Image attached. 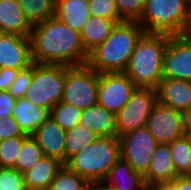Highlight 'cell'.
Listing matches in <instances>:
<instances>
[{"instance_id": "7402d4cb", "label": "cell", "mask_w": 191, "mask_h": 190, "mask_svg": "<svg viewBox=\"0 0 191 190\" xmlns=\"http://www.w3.org/2000/svg\"><path fill=\"white\" fill-rule=\"evenodd\" d=\"M55 17L80 33L90 17L88 0H56Z\"/></svg>"}, {"instance_id": "ab89813d", "label": "cell", "mask_w": 191, "mask_h": 190, "mask_svg": "<svg viewBox=\"0 0 191 190\" xmlns=\"http://www.w3.org/2000/svg\"><path fill=\"white\" fill-rule=\"evenodd\" d=\"M183 131H191V107L181 112Z\"/></svg>"}, {"instance_id": "d6986e66", "label": "cell", "mask_w": 191, "mask_h": 190, "mask_svg": "<svg viewBox=\"0 0 191 190\" xmlns=\"http://www.w3.org/2000/svg\"><path fill=\"white\" fill-rule=\"evenodd\" d=\"M31 30L18 0H0V33L29 37Z\"/></svg>"}, {"instance_id": "4fadbf2b", "label": "cell", "mask_w": 191, "mask_h": 190, "mask_svg": "<svg viewBox=\"0 0 191 190\" xmlns=\"http://www.w3.org/2000/svg\"><path fill=\"white\" fill-rule=\"evenodd\" d=\"M32 64L29 37L0 33V68L23 70Z\"/></svg>"}, {"instance_id": "52a82bcc", "label": "cell", "mask_w": 191, "mask_h": 190, "mask_svg": "<svg viewBox=\"0 0 191 190\" xmlns=\"http://www.w3.org/2000/svg\"><path fill=\"white\" fill-rule=\"evenodd\" d=\"M99 74L88 64L66 66L62 100L80 109L98 103Z\"/></svg>"}, {"instance_id": "7a4b0ae2", "label": "cell", "mask_w": 191, "mask_h": 190, "mask_svg": "<svg viewBox=\"0 0 191 190\" xmlns=\"http://www.w3.org/2000/svg\"><path fill=\"white\" fill-rule=\"evenodd\" d=\"M144 33L137 21H122L111 30L110 36L89 53L87 64L98 74L125 72L137 40Z\"/></svg>"}, {"instance_id": "cb8c5ba5", "label": "cell", "mask_w": 191, "mask_h": 190, "mask_svg": "<svg viewBox=\"0 0 191 190\" xmlns=\"http://www.w3.org/2000/svg\"><path fill=\"white\" fill-rule=\"evenodd\" d=\"M18 3L31 26L55 17L56 0H18Z\"/></svg>"}, {"instance_id": "4dcf8cb0", "label": "cell", "mask_w": 191, "mask_h": 190, "mask_svg": "<svg viewBox=\"0 0 191 190\" xmlns=\"http://www.w3.org/2000/svg\"><path fill=\"white\" fill-rule=\"evenodd\" d=\"M88 10L92 16L108 18L116 23L122 22L115 0H88Z\"/></svg>"}, {"instance_id": "d4e9b609", "label": "cell", "mask_w": 191, "mask_h": 190, "mask_svg": "<svg viewBox=\"0 0 191 190\" xmlns=\"http://www.w3.org/2000/svg\"><path fill=\"white\" fill-rule=\"evenodd\" d=\"M98 136L84 125L78 124L65 134V164L80 150L92 144Z\"/></svg>"}, {"instance_id": "9c48e42d", "label": "cell", "mask_w": 191, "mask_h": 190, "mask_svg": "<svg viewBox=\"0 0 191 190\" xmlns=\"http://www.w3.org/2000/svg\"><path fill=\"white\" fill-rule=\"evenodd\" d=\"M121 158L126 160L135 172L144 176L149 169L157 142L145 127L119 136Z\"/></svg>"}, {"instance_id": "603a6c76", "label": "cell", "mask_w": 191, "mask_h": 190, "mask_svg": "<svg viewBox=\"0 0 191 190\" xmlns=\"http://www.w3.org/2000/svg\"><path fill=\"white\" fill-rule=\"evenodd\" d=\"M117 23L114 20L90 15L80 31L82 45L89 54L98 45H101L111 33Z\"/></svg>"}, {"instance_id": "5b68a950", "label": "cell", "mask_w": 191, "mask_h": 190, "mask_svg": "<svg viewBox=\"0 0 191 190\" xmlns=\"http://www.w3.org/2000/svg\"><path fill=\"white\" fill-rule=\"evenodd\" d=\"M120 158L119 137H98L72 156L65 165L92 185L103 181Z\"/></svg>"}, {"instance_id": "2e32d148", "label": "cell", "mask_w": 191, "mask_h": 190, "mask_svg": "<svg viewBox=\"0 0 191 190\" xmlns=\"http://www.w3.org/2000/svg\"><path fill=\"white\" fill-rule=\"evenodd\" d=\"M177 176L169 144H157L149 169L143 176L145 185L154 182H171Z\"/></svg>"}, {"instance_id": "836d02e7", "label": "cell", "mask_w": 191, "mask_h": 190, "mask_svg": "<svg viewBox=\"0 0 191 190\" xmlns=\"http://www.w3.org/2000/svg\"><path fill=\"white\" fill-rule=\"evenodd\" d=\"M33 78V64L20 70L15 81L10 86L9 92L16 99L24 98L26 90Z\"/></svg>"}, {"instance_id": "74e56055", "label": "cell", "mask_w": 191, "mask_h": 190, "mask_svg": "<svg viewBox=\"0 0 191 190\" xmlns=\"http://www.w3.org/2000/svg\"><path fill=\"white\" fill-rule=\"evenodd\" d=\"M170 183L174 186V190H191L190 175H178Z\"/></svg>"}, {"instance_id": "f35d334b", "label": "cell", "mask_w": 191, "mask_h": 190, "mask_svg": "<svg viewBox=\"0 0 191 190\" xmlns=\"http://www.w3.org/2000/svg\"><path fill=\"white\" fill-rule=\"evenodd\" d=\"M145 190H174V186L170 182H154L146 185Z\"/></svg>"}, {"instance_id": "e0dca14e", "label": "cell", "mask_w": 191, "mask_h": 190, "mask_svg": "<svg viewBox=\"0 0 191 190\" xmlns=\"http://www.w3.org/2000/svg\"><path fill=\"white\" fill-rule=\"evenodd\" d=\"M79 124L92 130L98 137L117 136L115 114L99 103L82 110Z\"/></svg>"}, {"instance_id": "1f68e13d", "label": "cell", "mask_w": 191, "mask_h": 190, "mask_svg": "<svg viewBox=\"0 0 191 190\" xmlns=\"http://www.w3.org/2000/svg\"><path fill=\"white\" fill-rule=\"evenodd\" d=\"M122 21H138L144 10L145 0H115Z\"/></svg>"}, {"instance_id": "ba28073f", "label": "cell", "mask_w": 191, "mask_h": 190, "mask_svg": "<svg viewBox=\"0 0 191 190\" xmlns=\"http://www.w3.org/2000/svg\"><path fill=\"white\" fill-rule=\"evenodd\" d=\"M157 102L156 89L137 87L126 105L115 114L117 137L145 127Z\"/></svg>"}, {"instance_id": "ffe728a7", "label": "cell", "mask_w": 191, "mask_h": 190, "mask_svg": "<svg viewBox=\"0 0 191 190\" xmlns=\"http://www.w3.org/2000/svg\"><path fill=\"white\" fill-rule=\"evenodd\" d=\"M63 166L58 159L43 156L33 168L23 173L26 189L46 190Z\"/></svg>"}, {"instance_id": "60d3db41", "label": "cell", "mask_w": 191, "mask_h": 190, "mask_svg": "<svg viewBox=\"0 0 191 190\" xmlns=\"http://www.w3.org/2000/svg\"><path fill=\"white\" fill-rule=\"evenodd\" d=\"M94 190H118L116 188L106 185L103 181L97 182L91 185Z\"/></svg>"}, {"instance_id": "9a60e30c", "label": "cell", "mask_w": 191, "mask_h": 190, "mask_svg": "<svg viewBox=\"0 0 191 190\" xmlns=\"http://www.w3.org/2000/svg\"><path fill=\"white\" fill-rule=\"evenodd\" d=\"M158 101L183 112L191 107V81L162 78L156 88Z\"/></svg>"}, {"instance_id": "e575fe53", "label": "cell", "mask_w": 191, "mask_h": 190, "mask_svg": "<svg viewBox=\"0 0 191 190\" xmlns=\"http://www.w3.org/2000/svg\"><path fill=\"white\" fill-rule=\"evenodd\" d=\"M16 136H28L23 134L19 124L13 116L0 119V141Z\"/></svg>"}, {"instance_id": "ac0fdd59", "label": "cell", "mask_w": 191, "mask_h": 190, "mask_svg": "<svg viewBox=\"0 0 191 190\" xmlns=\"http://www.w3.org/2000/svg\"><path fill=\"white\" fill-rule=\"evenodd\" d=\"M23 134L33 135L36 129L50 117V110L36 106L26 98H19L12 111Z\"/></svg>"}, {"instance_id": "30bf717a", "label": "cell", "mask_w": 191, "mask_h": 190, "mask_svg": "<svg viewBox=\"0 0 191 190\" xmlns=\"http://www.w3.org/2000/svg\"><path fill=\"white\" fill-rule=\"evenodd\" d=\"M136 88L125 72L100 73L98 103L116 114L126 105Z\"/></svg>"}, {"instance_id": "8fae6325", "label": "cell", "mask_w": 191, "mask_h": 190, "mask_svg": "<svg viewBox=\"0 0 191 190\" xmlns=\"http://www.w3.org/2000/svg\"><path fill=\"white\" fill-rule=\"evenodd\" d=\"M163 78L191 81V33L168 36Z\"/></svg>"}, {"instance_id": "6da1fadb", "label": "cell", "mask_w": 191, "mask_h": 190, "mask_svg": "<svg viewBox=\"0 0 191 190\" xmlns=\"http://www.w3.org/2000/svg\"><path fill=\"white\" fill-rule=\"evenodd\" d=\"M29 38L33 63L87 64L89 54L82 45L80 33L56 17L33 25Z\"/></svg>"}, {"instance_id": "7c38bea8", "label": "cell", "mask_w": 191, "mask_h": 190, "mask_svg": "<svg viewBox=\"0 0 191 190\" xmlns=\"http://www.w3.org/2000/svg\"><path fill=\"white\" fill-rule=\"evenodd\" d=\"M146 128L158 144H170L184 136L181 112L159 101L146 122Z\"/></svg>"}, {"instance_id": "f546056e", "label": "cell", "mask_w": 191, "mask_h": 190, "mask_svg": "<svg viewBox=\"0 0 191 190\" xmlns=\"http://www.w3.org/2000/svg\"><path fill=\"white\" fill-rule=\"evenodd\" d=\"M27 136H16L0 141V167L15 168L22 143Z\"/></svg>"}, {"instance_id": "3957f363", "label": "cell", "mask_w": 191, "mask_h": 190, "mask_svg": "<svg viewBox=\"0 0 191 190\" xmlns=\"http://www.w3.org/2000/svg\"><path fill=\"white\" fill-rule=\"evenodd\" d=\"M168 35L144 32L137 40L125 70L137 87L156 89L163 78Z\"/></svg>"}, {"instance_id": "83f0119b", "label": "cell", "mask_w": 191, "mask_h": 190, "mask_svg": "<svg viewBox=\"0 0 191 190\" xmlns=\"http://www.w3.org/2000/svg\"><path fill=\"white\" fill-rule=\"evenodd\" d=\"M91 184L64 165L46 190H88Z\"/></svg>"}, {"instance_id": "277c9868", "label": "cell", "mask_w": 191, "mask_h": 190, "mask_svg": "<svg viewBox=\"0 0 191 190\" xmlns=\"http://www.w3.org/2000/svg\"><path fill=\"white\" fill-rule=\"evenodd\" d=\"M146 33L168 36L191 33V7L187 0H145L137 21Z\"/></svg>"}, {"instance_id": "5bb4252c", "label": "cell", "mask_w": 191, "mask_h": 190, "mask_svg": "<svg viewBox=\"0 0 191 190\" xmlns=\"http://www.w3.org/2000/svg\"><path fill=\"white\" fill-rule=\"evenodd\" d=\"M65 134L66 131L50 116L32 136L45 156L56 158L65 165Z\"/></svg>"}, {"instance_id": "d590c367", "label": "cell", "mask_w": 191, "mask_h": 190, "mask_svg": "<svg viewBox=\"0 0 191 190\" xmlns=\"http://www.w3.org/2000/svg\"><path fill=\"white\" fill-rule=\"evenodd\" d=\"M17 99L13 97L9 90L0 91V119L12 116Z\"/></svg>"}, {"instance_id": "d6a6232c", "label": "cell", "mask_w": 191, "mask_h": 190, "mask_svg": "<svg viewBox=\"0 0 191 190\" xmlns=\"http://www.w3.org/2000/svg\"><path fill=\"white\" fill-rule=\"evenodd\" d=\"M0 190H26L24 174L14 168L0 167Z\"/></svg>"}, {"instance_id": "f1b7e54d", "label": "cell", "mask_w": 191, "mask_h": 190, "mask_svg": "<svg viewBox=\"0 0 191 190\" xmlns=\"http://www.w3.org/2000/svg\"><path fill=\"white\" fill-rule=\"evenodd\" d=\"M82 109L60 101L50 111V116L65 130H71L79 124Z\"/></svg>"}, {"instance_id": "b9f144b4", "label": "cell", "mask_w": 191, "mask_h": 190, "mask_svg": "<svg viewBox=\"0 0 191 190\" xmlns=\"http://www.w3.org/2000/svg\"><path fill=\"white\" fill-rule=\"evenodd\" d=\"M184 137L189 141L191 144V131H184Z\"/></svg>"}, {"instance_id": "7bdbcfd3", "label": "cell", "mask_w": 191, "mask_h": 190, "mask_svg": "<svg viewBox=\"0 0 191 190\" xmlns=\"http://www.w3.org/2000/svg\"><path fill=\"white\" fill-rule=\"evenodd\" d=\"M189 6L191 7V0H187Z\"/></svg>"}, {"instance_id": "8992f818", "label": "cell", "mask_w": 191, "mask_h": 190, "mask_svg": "<svg viewBox=\"0 0 191 190\" xmlns=\"http://www.w3.org/2000/svg\"><path fill=\"white\" fill-rule=\"evenodd\" d=\"M66 66L33 63V78L24 98L51 111L62 100Z\"/></svg>"}, {"instance_id": "8d00e7d4", "label": "cell", "mask_w": 191, "mask_h": 190, "mask_svg": "<svg viewBox=\"0 0 191 190\" xmlns=\"http://www.w3.org/2000/svg\"><path fill=\"white\" fill-rule=\"evenodd\" d=\"M20 70L0 68V91H7L15 81Z\"/></svg>"}, {"instance_id": "44dd1931", "label": "cell", "mask_w": 191, "mask_h": 190, "mask_svg": "<svg viewBox=\"0 0 191 190\" xmlns=\"http://www.w3.org/2000/svg\"><path fill=\"white\" fill-rule=\"evenodd\" d=\"M103 182L118 190H145L146 187L143 176L135 172L123 158L110 168Z\"/></svg>"}, {"instance_id": "4316f807", "label": "cell", "mask_w": 191, "mask_h": 190, "mask_svg": "<svg viewBox=\"0 0 191 190\" xmlns=\"http://www.w3.org/2000/svg\"><path fill=\"white\" fill-rule=\"evenodd\" d=\"M174 168L178 175L191 173V144L184 137H180L169 144Z\"/></svg>"}, {"instance_id": "484cf974", "label": "cell", "mask_w": 191, "mask_h": 190, "mask_svg": "<svg viewBox=\"0 0 191 190\" xmlns=\"http://www.w3.org/2000/svg\"><path fill=\"white\" fill-rule=\"evenodd\" d=\"M43 156L45 155L36 139L32 135H28L22 143V148L19 151V157L14 169L20 173H25L27 170L33 168Z\"/></svg>"}]
</instances>
